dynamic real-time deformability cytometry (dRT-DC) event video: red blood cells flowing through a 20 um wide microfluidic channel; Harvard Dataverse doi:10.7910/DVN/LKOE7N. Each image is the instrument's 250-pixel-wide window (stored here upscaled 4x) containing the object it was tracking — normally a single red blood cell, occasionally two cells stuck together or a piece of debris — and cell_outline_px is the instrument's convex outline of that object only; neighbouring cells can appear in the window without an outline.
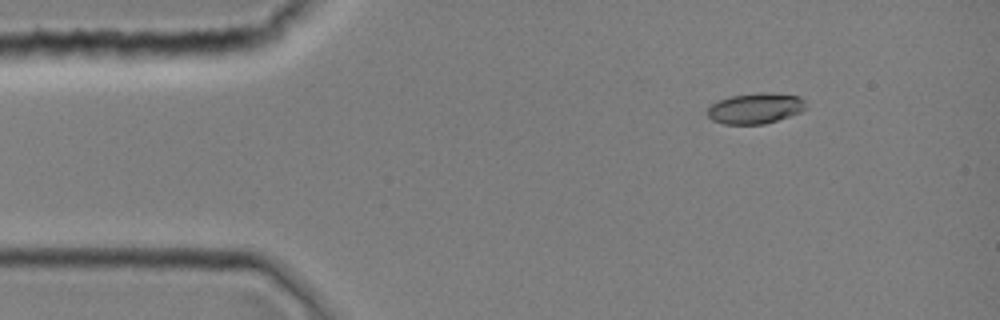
{"species": "common noctule bat (a hibernating species)", "species_latin": "Nyctalus noctula", "temperature_condition": "room temperature", "stored_images_in_passage": 5, "camera_frame_rate_fps": 3000, "um_per_image_px": 0.085, "animal": {"sex": "female", "body_mass_g": 19.0, "forearm_length_mm": 51.5}, "frame": {"image": 1, "passage_image": 1, "time_ms": 0.0, "image_size_px": [1000, 320], "cell_outline_px": [[804, 108], [800, 112], [764, 124], [724, 124], [712, 120], [708, 116], [708, 108], [716, 100], [732, 96], [760, 92], [768, 92], [800, 96], [804, 100]], "centroid_in_image_um": [64.17, 9.2], "position_along_channel_um": 20.8, "area_um2": 17.46}}